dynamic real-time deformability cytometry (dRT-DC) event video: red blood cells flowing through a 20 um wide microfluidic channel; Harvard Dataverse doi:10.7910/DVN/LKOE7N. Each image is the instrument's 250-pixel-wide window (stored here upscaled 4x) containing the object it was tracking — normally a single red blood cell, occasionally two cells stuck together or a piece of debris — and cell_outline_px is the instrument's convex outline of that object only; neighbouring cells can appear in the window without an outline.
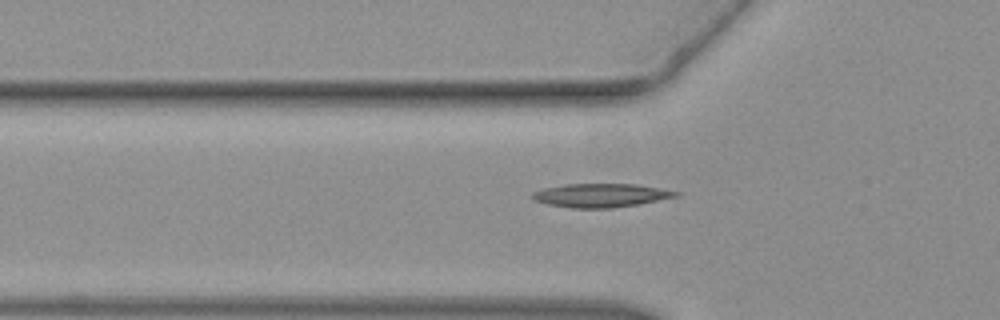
{"species": "common noctule bat (a hibernating species)", "species_latin": "Nyctalus noctula", "temperature_condition": "warm", "stored_images_in_passage": 31, "camera_frame_rate_fps": 3000, "um_per_image_px": 0.085, "animal": {"sex": "female", "body_mass_g": 19.3, "forearm_length_mm": 54.1}, "frame": {"image": 1, "passage_image": 7, "time_ms": 2.0, "image_size_px": [1000, 320], "cell_outline_px": [[680, 196], [640, 204], [612, 208], [572, 208], [548, 204], [532, 200], [532, 192], [544, 188], [568, 184], [636, 184], [680, 192]], "centroid_in_image_um": [51.08, 16.61], "position_along_channel_um": 74.7, "area_um2": 19.77}}
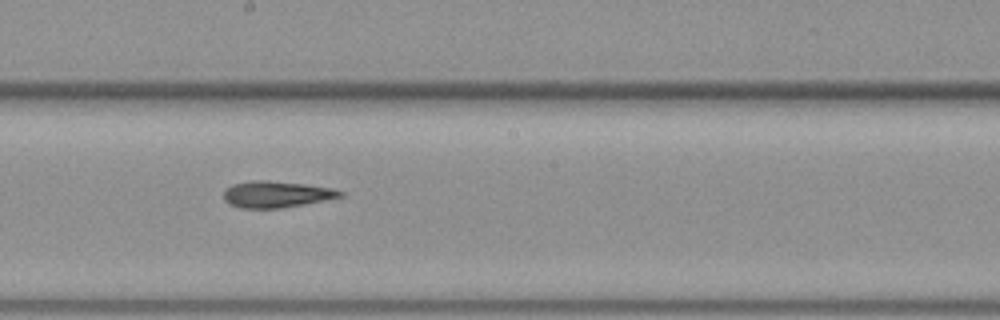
{"frame": {"image": 2, "passage_image": 17, "time_ms": 5.333, "image_size_px": [1000, 320], "cell_outline_px": [[344, 196], [280, 208], [240, 208], [224, 200], [224, 192], [232, 184], [252, 180], [264, 180], [304, 184], [332, 188], [344, 192]], "centroid_in_image_um": [23.48, 16.51], "position_along_channel_um": 224.7, "area_um2": 17.63}}
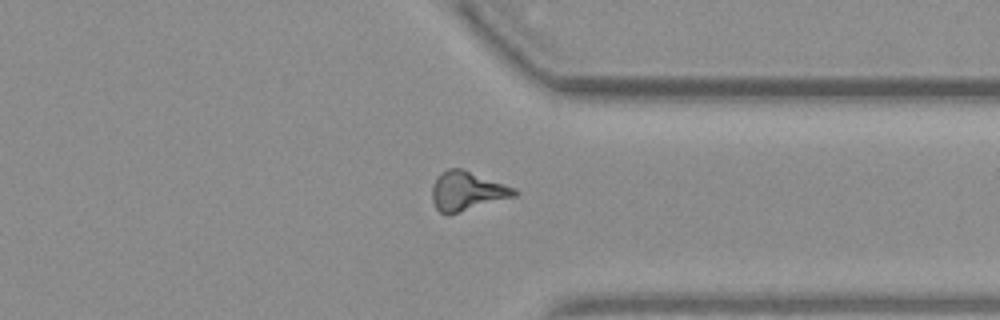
{"frame": {"image": 3, "passage_image": 27, "time_ms": 8.667, "image_size_px": [1000, 320], "cell_outline_px": [[520, 192], [516, 196], [448, 216], [440, 212], [436, 208], [432, 200], [432, 184], [436, 176], [440, 172], [448, 168], [464, 168], [504, 184]], "centroid_in_image_um": [39.66, 16.24], "position_along_channel_um": 371.7, "area_um2": 19.07}}